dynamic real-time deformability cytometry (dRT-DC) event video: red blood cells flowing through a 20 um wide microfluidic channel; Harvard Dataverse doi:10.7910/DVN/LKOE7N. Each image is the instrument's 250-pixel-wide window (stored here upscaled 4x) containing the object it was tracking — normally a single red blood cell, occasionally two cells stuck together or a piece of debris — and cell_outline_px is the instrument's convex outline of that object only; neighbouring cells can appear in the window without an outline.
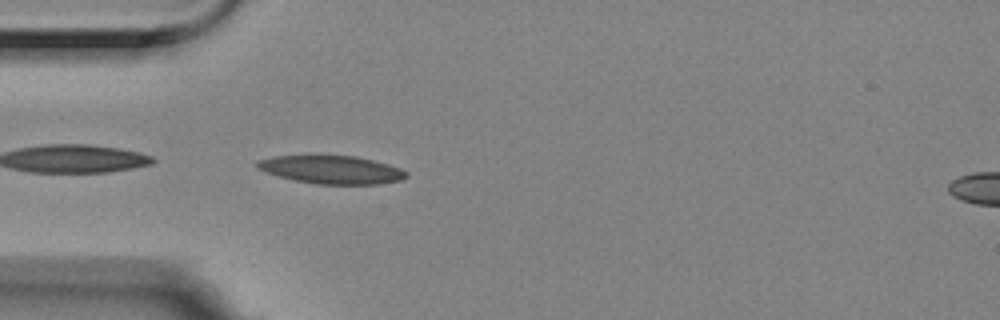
{"species": "Egyptian fruit bat (a non-hibernating species)", "species_latin": "Rousettus aegyptiacus", "temperature_condition": "room temperature", "stored_images_in_passage": 3, "segment_of_instrument_passage": [1, 2], "camera_frame_rate_fps": 3000, "um_per_image_px": 0.085, "animal": {"sex": "female"}, "frame": {"image": 1, "passage_image": 2, "time_ms": 0.333, "image_size_px": [1000, 320], "cell_outline_px": [[408, 176], [400, 180], [380, 184], [316, 184], [296, 180], [280, 176], [256, 168], [256, 160], [276, 156], [308, 152], [320, 152], [356, 156], [388, 164], [400, 168], [408, 172]], "centroid_in_image_um": [28.14, 14.36], "position_along_channel_um": 56.9, "area_um2": 25.49}}